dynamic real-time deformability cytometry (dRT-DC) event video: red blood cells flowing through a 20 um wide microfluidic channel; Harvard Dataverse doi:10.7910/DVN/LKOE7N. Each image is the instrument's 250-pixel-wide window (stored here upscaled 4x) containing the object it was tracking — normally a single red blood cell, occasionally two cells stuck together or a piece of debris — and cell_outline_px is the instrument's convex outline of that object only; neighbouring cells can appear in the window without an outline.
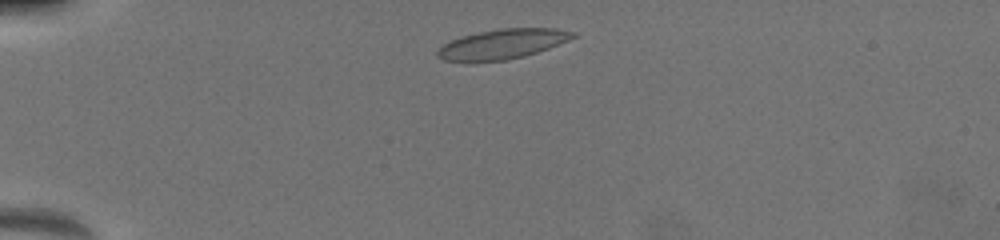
{"species": "common noctule bat (a hibernating species)", "species_latin": "Nyctalus noctula", "temperature_condition": "warm", "stored_images_in_passage": 10, "camera_frame_rate_fps": 3000, "um_per_image_px": 0.085, "animal": {"sex": "female", "body_mass_g": 19.5, "forearm_length_mm": 54.1}, "frame": {"image": 1, "passage_image": 4, "time_ms": 0.667, "image_size_px": [1000, 240], "cell_outline_px": [[580, 36], [548, 48], [524, 56], [504, 60], [444, 60], [436, 56], [436, 52], [444, 44], [460, 36], [500, 28], [556, 28], [576, 32]], "centroid_in_image_um": [42.78, 3.71], "position_along_channel_um": 42.2, "area_um2": 23.18}}